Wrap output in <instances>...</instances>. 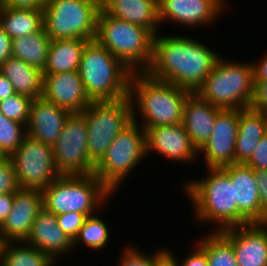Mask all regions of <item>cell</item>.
Instances as JSON below:
<instances>
[{"instance_id": "1", "label": "cell", "mask_w": 267, "mask_h": 266, "mask_svg": "<svg viewBox=\"0 0 267 266\" xmlns=\"http://www.w3.org/2000/svg\"><path fill=\"white\" fill-rule=\"evenodd\" d=\"M179 35L160 32L154 36L152 62L145 72L154 79L195 93L220 55L194 36Z\"/></svg>"}, {"instance_id": "2", "label": "cell", "mask_w": 267, "mask_h": 266, "mask_svg": "<svg viewBox=\"0 0 267 266\" xmlns=\"http://www.w3.org/2000/svg\"><path fill=\"white\" fill-rule=\"evenodd\" d=\"M190 93L172 83L154 79L146 72H132L128 91L132 106V121L138 123L144 130L150 127L180 124L185 100Z\"/></svg>"}, {"instance_id": "3", "label": "cell", "mask_w": 267, "mask_h": 266, "mask_svg": "<svg viewBox=\"0 0 267 266\" xmlns=\"http://www.w3.org/2000/svg\"><path fill=\"white\" fill-rule=\"evenodd\" d=\"M204 178L194 177L182 183L181 191L192 203L197 223L212 224V230L237 227V204L231 178L222 168H207ZM183 189V190H182Z\"/></svg>"}, {"instance_id": "4", "label": "cell", "mask_w": 267, "mask_h": 266, "mask_svg": "<svg viewBox=\"0 0 267 266\" xmlns=\"http://www.w3.org/2000/svg\"><path fill=\"white\" fill-rule=\"evenodd\" d=\"M78 72L91 101L128 97L132 71L95 40L85 45Z\"/></svg>"}, {"instance_id": "5", "label": "cell", "mask_w": 267, "mask_h": 266, "mask_svg": "<svg viewBox=\"0 0 267 266\" xmlns=\"http://www.w3.org/2000/svg\"><path fill=\"white\" fill-rule=\"evenodd\" d=\"M154 35L146 28L113 18L102 8L94 40L117 57L130 71L145 72L153 57Z\"/></svg>"}, {"instance_id": "6", "label": "cell", "mask_w": 267, "mask_h": 266, "mask_svg": "<svg viewBox=\"0 0 267 266\" xmlns=\"http://www.w3.org/2000/svg\"><path fill=\"white\" fill-rule=\"evenodd\" d=\"M220 55L196 93L222 110L250 108L255 92L252 61H231Z\"/></svg>"}, {"instance_id": "7", "label": "cell", "mask_w": 267, "mask_h": 266, "mask_svg": "<svg viewBox=\"0 0 267 266\" xmlns=\"http://www.w3.org/2000/svg\"><path fill=\"white\" fill-rule=\"evenodd\" d=\"M42 193L46 211L55 215L78 212L86 217L103 212L104 206L114 196L94 174L61 175Z\"/></svg>"}, {"instance_id": "8", "label": "cell", "mask_w": 267, "mask_h": 266, "mask_svg": "<svg viewBox=\"0 0 267 266\" xmlns=\"http://www.w3.org/2000/svg\"><path fill=\"white\" fill-rule=\"evenodd\" d=\"M146 157L145 130L132 121L115 137L95 164L93 174L115 195Z\"/></svg>"}, {"instance_id": "9", "label": "cell", "mask_w": 267, "mask_h": 266, "mask_svg": "<svg viewBox=\"0 0 267 266\" xmlns=\"http://www.w3.org/2000/svg\"><path fill=\"white\" fill-rule=\"evenodd\" d=\"M100 9L95 0H45L43 28L51 40L92 41Z\"/></svg>"}, {"instance_id": "10", "label": "cell", "mask_w": 267, "mask_h": 266, "mask_svg": "<svg viewBox=\"0 0 267 266\" xmlns=\"http://www.w3.org/2000/svg\"><path fill=\"white\" fill-rule=\"evenodd\" d=\"M80 115L87 124L89 158L96 164L115 137L132 122V106L129 97L92 101Z\"/></svg>"}, {"instance_id": "11", "label": "cell", "mask_w": 267, "mask_h": 266, "mask_svg": "<svg viewBox=\"0 0 267 266\" xmlns=\"http://www.w3.org/2000/svg\"><path fill=\"white\" fill-rule=\"evenodd\" d=\"M8 158L20 188L43 190L61 176L54 162L53 146L28 135Z\"/></svg>"}, {"instance_id": "12", "label": "cell", "mask_w": 267, "mask_h": 266, "mask_svg": "<svg viewBox=\"0 0 267 266\" xmlns=\"http://www.w3.org/2000/svg\"><path fill=\"white\" fill-rule=\"evenodd\" d=\"M88 131L80 114H71L53 145L54 162L61 175H89L95 163L88 154Z\"/></svg>"}, {"instance_id": "13", "label": "cell", "mask_w": 267, "mask_h": 266, "mask_svg": "<svg viewBox=\"0 0 267 266\" xmlns=\"http://www.w3.org/2000/svg\"><path fill=\"white\" fill-rule=\"evenodd\" d=\"M228 2L229 0H158L159 23L162 26L173 22L175 26L178 24L186 29L210 27L217 23L215 20L226 14Z\"/></svg>"}, {"instance_id": "14", "label": "cell", "mask_w": 267, "mask_h": 266, "mask_svg": "<svg viewBox=\"0 0 267 266\" xmlns=\"http://www.w3.org/2000/svg\"><path fill=\"white\" fill-rule=\"evenodd\" d=\"M239 111L223 109L217 114L210 139L198 151L207 168H221L235 163Z\"/></svg>"}, {"instance_id": "15", "label": "cell", "mask_w": 267, "mask_h": 266, "mask_svg": "<svg viewBox=\"0 0 267 266\" xmlns=\"http://www.w3.org/2000/svg\"><path fill=\"white\" fill-rule=\"evenodd\" d=\"M145 133L147 158L156 153L171 162L185 164L195 163L200 159L198 150L192 144L182 123L146 128Z\"/></svg>"}, {"instance_id": "16", "label": "cell", "mask_w": 267, "mask_h": 266, "mask_svg": "<svg viewBox=\"0 0 267 266\" xmlns=\"http://www.w3.org/2000/svg\"><path fill=\"white\" fill-rule=\"evenodd\" d=\"M231 178L237 204V227L249 223H266L261 211L260 199L253 168L244 163L221 167Z\"/></svg>"}, {"instance_id": "17", "label": "cell", "mask_w": 267, "mask_h": 266, "mask_svg": "<svg viewBox=\"0 0 267 266\" xmlns=\"http://www.w3.org/2000/svg\"><path fill=\"white\" fill-rule=\"evenodd\" d=\"M42 209V190L19 188L14 193L11 212L0 226V243L25 241L35 218Z\"/></svg>"}, {"instance_id": "18", "label": "cell", "mask_w": 267, "mask_h": 266, "mask_svg": "<svg viewBox=\"0 0 267 266\" xmlns=\"http://www.w3.org/2000/svg\"><path fill=\"white\" fill-rule=\"evenodd\" d=\"M42 97L71 114H80L92 102L78 71L43 74Z\"/></svg>"}, {"instance_id": "19", "label": "cell", "mask_w": 267, "mask_h": 266, "mask_svg": "<svg viewBox=\"0 0 267 266\" xmlns=\"http://www.w3.org/2000/svg\"><path fill=\"white\" fill-rule=\"evenodd\" d=\"M232 244L238 266H267V222L220 231Z\"/></svg>"}, {"instance_id": "20", "label": "cell", "mask_w": 267, "mask_h": 266, "mask_svg": "<svg viewBox=\"0 0 267 266\" xmlns=\"http://www.w3.org/2000/svg\"><path fill=\"white\" fill-rule=\"evenodd\" d=\"M71 113L43 97L32 100L26 124V135L53 146Z\"/></svg>"}, {"instance_id": "21", "label": "cell", "mask_w": 267, "mask_h": 266, "mask_svg": "<svg viewBox=\"0 0 267 266\" xmlns=\"http://www.w3.org/2000/svg\"><path fill=\"white\" fill-rule=\"evenodd\" d=\"M25 242L49 254L56 262L74 250L73 240L59 227L56 215L44 208L35 218Z\"/></svg>"}, {"instance_id": "22", "label": "cell", "mask_w": 267, "mask_h": 266, "mask_svg": "<svg viewBox=\"0 0 267 266\" xmlns=\"http://www.w3.org/2000/svg\"><path fill=\"white\" fill-rule=\"evenodd\" d=\"M221 110L196 92L190 93L186 98L182 125L198 151L210 139L216 116Z\"/></svg>"}, {"instance_id": "23", "label": "cell", "mask_w": 267, "mask_h": 266, "mask_svg": "<svg viewBox=\"0 0 267 266\" xmlns=\"http://www.w3.org/2000/svg\"><path fill=\"white\" fill-rule=\"evenodd\" d=\"M102 9L113 18L148 29L154 36L160 32L158 0H110Z\"/></svg>"}, {"instance_id": "24", "label": "cell", "mask_w": 267, "mask_h": 266, "mask_svg": "<svg viewBox=\"0 0 267 266\" xmlns=\"http://www.w3.org/2000/svg\"><path fill=\"white\" fill-rule=\"evenodd\" d=\"M267 133L264 116L251 107L239 111V126L235 145V163H246L258 142Z\"/></svg>"}, {"instance_id": "25", "label": "cell", "mask_w": 267, "mask_h": 266, "mask_svg": "<svg viewBox=\"0 0 267 266\" xmlns=\"http://www.w3.org/2000/svg\"><path fill=\"white\" fill-rule=\"evenodd\" d=\"M0 72L11 82L15 93L32 99L42 97L43 71L10 57L0 66Z\"/></svg>"}, {"instance_id": "26", "label": "cell", "mask_w": 267, "mask_h": 266, "mask_svg": "<svg viewBox=\"0 0 267 266\" xmlns=\"http://www.w3.org/2000/svg\"><path fill=\"white\" fill-rule=\"evenodd\" d=\"M88 42L79 38L51 40L43 74L78 71L82 51Z\"/></svg>"}, {"instance_id": "27", "label": "cell", "mask_w": 267, "mask_h": 266, "mask_svg": "<svg viewBox=\"0 0 267 266\" xmlns=\"http://www.w3.org/2000/svg\"><path fill=\"white\" fill-rule=\"evenodd\" d=\"M51 39L42 28L37 33L12 39L11 57L44 71Z\"/></svg>"}, {"instance_id": "28", "label": "cell", "mask_w": 267, "mask_h": 266, "mask_svg": "<svg viewBox=\"0 0 267 266\" xmlns=\"http://www.w3.org/2000/svg\"><path fill=\"white\" fill-rule=\"evenodd\" d=\"M0 26L11 39L37 33L43 28V10L15 9L1 5Z\"/></svg>"}, {"instance_id": "29", "label": "cell", "mask_w": 267, "mask_h": 266, "mask_svg": "<svg viewBox=\"0 0 267 266\" xmlns=\"http://www.w3.org/2000/svg\"><path fill=\"white\" fill-rule=\"evenodd\" d=\"M47 253L25 241L0 243V266H57Z\"/></svg>"}, {"instance_id": "30", "label": "cell", "mask_w": 267, "mask_h": 266, "mask_svg": "<svg viewBox=\"0 0 267 266\" xmlns=\"http://www.w3.org/2000/svg\"><path fill=\"white\" fill-rule=\"evenodd\" d=\"M196 244L205 252L208 266H238L233 246L221 232H205Z\"/></svg>"}, {"instance_id": "31", "label": "cell", "mask_w": 267, "mask_h": 266, "mask_svg": "<svg viewBox=\"0 0 267 266\" xmlns=\"http://www.w3.org/2000/svg\"><path fill=\"white\" fill-rule=\"evenodd\" d=\"M102 220L98 215L94 214L87 216L83 222L82 227L79 230L77 237L73 241L74 251L79 248V245L82 247L85 245L86 248L91 249L92 251H103L108 245L110 240V233L108 224ZM83 244V245H82Z\"/></svg>"}, {"instance_id": "32", "label": "cell", "mask_w": 267, "mask_h": 266, "mask_svg": "<svg viewBox=\"0 0 267 266\" xmlns=\"http://www.w3.org/2000/svg\"><path fill=\"white\" fill-rule=\"evenodd\" d=\"M26 136V126L8 119L0 113V151L9 157L21 145Z\"/></svg>"}, {"instance_id": "33", "label": "cell", "mask_w": 267, "mask_h": 266, "mask_svg": "<svg viewBox=\"0 0 267 266\" xmlns=\"http://www.w3.org/2000/svg\"><path fill=\"white\" fill-rule=\"evenodd\" d=\"M32 100L28 96L15 93L0 101V113L26 126Z\"/></svg>"}, {"instance_id": "34", "label": "cell", "mask_w": 267, "mask_h": 266, "mask_svg": "<svg viewBox=\"0 0 267 266\" xmlns=\"http://www.w3.org/2000/svg\"><path fill=\"white\" fill-rule=\"evenodd\" d=\"M131 244L127 246L126 243L125 247L123 246L117 266H153L154 259L165 249H157L151 255H148L146 251L143 252L141 248L139 249L136 244Z\"/></svg>"}, {"instance_id": "35", "label": "cell", "mask_w": 267, "mask_h": 266, "mask_svg": "<svg viewBox=\"0 0 267 266\" xmlns=\"http://www.w3.org/2000/svg\"><path fill=\"white\" fill-rule=\"evenodd\" d=\"M19 188L12 162L5 157L0 161V195L14 194Z\"/></svg>"}, {"instance_id": "36", "label": "cell", "mask_w": 267, "mask_h": 266, "mask_svg": "<svg viewBox=\"0 0 267 266\" xmlns=\"http://www.w3.org/2000/svg\"><path fill=\"white\" fill-rule=\"evenodd\" d=\"M59 227L73 241L77 237L86 216L83 213L69 212L56 215Z\"/></svg>"}, {"instance_id": "37", "label": "cell", "mask_w": 267, "mask_h": 266, "mask_svg": "<svg viewBox=\"0 0 267 266\" xmlns=\"http://www.w3.org/2000/svg\"><path fill=\"white\" fill-rule=\"evenodd\" d=\"M245 164L254 170H267V133L260 139L251 158Z\"/></svg>"}, {"instance_id": "38", "label": "cell", "mask_w": 267, "mask_h": 266, "mask_svg": "<svg viewBox=\"0 0 267 266\" xmlns=\"http://www.w3.org/2000/svg\"><path fill=\"white\" fill-rule=\"evenodd\" d=\"M195 246L190 249L188 255L182 259L177 260L178 266H208V261L205 252L195 243ZM180 261V262H179Z\"/></svg>"}, {"instance_id": "39", "label": "cell", "mask_w": 267, "mask_h": 266, "mask_svg": "<svg viewBox=\"0 0 267 266\" xmlns=\"http://www.w3.org/2000/svg\"><path fill=\"white\" fill-rule=\"evenodd\" d=\"M254 84L255 92L251 108L262 112L267 110V82H254Z\"/></svg>"}, {"instance_id": "40", "label": "cell", "mask_w": 267, "mask_h": 266, "mask_svg": "<svg viewBox=\"0 0 267 266\" xmlns=\"http://www.w3.org/2000/svg\"><path fill=\"white\" fill-rule=\"evenodd\" d=\"M261 211L267 216V170H254Z\"/></svg>"}, {"instance_id": "41", "label": "cell", "mask_w": 267, "mask_h": 266, "mask_svg": "<svg viewBox=\"0 0 267 266\" xmlns=\"http://www.w3.org/2000/svg\"><path fill=\"white\" fill-rule=\"evenodd\" d=\"M45 0H2V5L15 9L43 10Z\"/></svg>"}, {"instance_id": "42", "label": "cell", "mask_w": 267, "mask_h": 266, "mask_svg": "<svg viewBox=\"0 0 267 266\" xmlns=\"http://www.w3.org/2000/svg\"><path fill=\"white\" fill-rule=\"evenodd\" d=\"M12 39L0 26V66L11 57Z\"/></svg>"}, {"instance_id": "43", "label": "cell", "mask_w": 267, "mask_h": 266, "mask_svg": "<svg viewBox=\"0 0 267 266\" xmlns=\"http://www.w3.org/2000/svg\"><path fill=\"white\" fill-rule=\"evenodd\" d=\"M261 59L252 61L254 82H267V53Z\"/></svg>"}, {"instance_id": "44", "label": "cell", "mask_w": 267, "mask_h": 266, "mask_svg": "<svg viewBox=\"0 0 267 266\" xmlns=\"http://www.w3.org/2000/svg\"><path fill=\"white\" fill-rule=\"evenodd\" d=\"M170 248H166L154 259L153 266H178L177 257Z\"/></svg>"}, {"instance_id": "45", "label": "cell", "mask_w": 267, "mask_h": 266, "mask_svg": "<svg viewBox=\"0 0 267 266\" xmlns=\"http://www.w3.org/2000/svg\"><path fill=\"white\" fill-rule=\"evenodd\" d=\"M14 201V194L0 195V226L6 220L7 215L11 212Z\"/></svg>"}, {"instance_id": "46", "label": "cell", "mask_w": 267, "mask_h": 266, "mask_svg": "<svg viewBox=\"0 0 267 266\" xmlns=\"http://www.w3.org/2000/svg\"><path fill=\"white\" fill-rule=\"evenodd\" d=\"M15 94L11 82L0 72V101Z\"/></svg>"}, {"instance_id": "47", "label": "cell", "mask_w": 267, "mask_h": 266, "mask_svg": "<svg viewBox=\"0 0 267 266\" xmlns=\"http://www.w3.org/2000/svg\"><path fill=\"white\" fill-rule=\"evenodd\" d=\"M95 1L102 8L110 0H95Z\"/></svg>"}, {"instance_id": "48", "label": "cell", "mask_w": 267, "mask_h": 266, "mask_svg": "<svg viewBox=\"0 0 267 266\" xmlns=\"http://www.w3.org/2000/svg\"><path fill=\"white\" fill-rule=\"evenodd\" d=\"M261 113H262L263 116H264L265 124H266V130H267V110H263Z\"/></svg>"}, {"instance_id": "49", "label": "cell", "mask_w": 267, "mask_h": 266, "mask_svg": "<svg viewBox=\"0 0 267 266\" xmlns=\"http://www.w3.org/2000/svg\"><path fill=\"white\" fill-rule=\"evenodd\" d=\"M6 156L0 151V161H2Z\"/></svg>"}]
</instances>
